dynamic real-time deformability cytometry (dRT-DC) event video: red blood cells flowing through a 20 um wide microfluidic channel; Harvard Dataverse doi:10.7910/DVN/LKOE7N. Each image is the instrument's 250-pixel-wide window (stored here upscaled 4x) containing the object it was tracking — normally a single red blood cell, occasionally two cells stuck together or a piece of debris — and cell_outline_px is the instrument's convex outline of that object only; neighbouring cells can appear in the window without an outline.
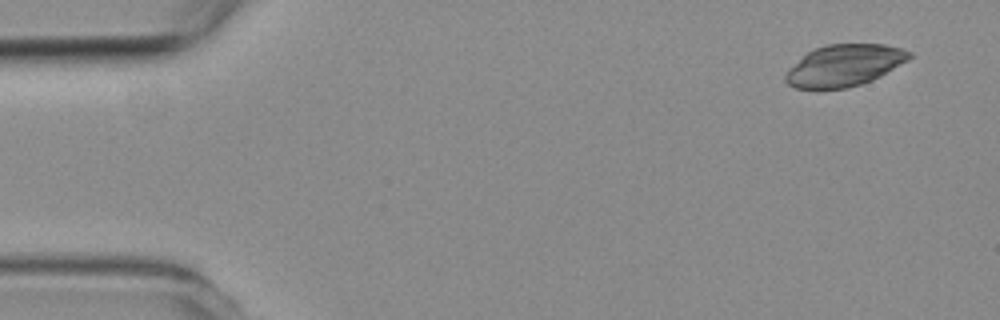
{"species": "common noctule bat (a hibernating species)", "species_latin": "Nyctalus noctula", "temperature_condition": "room temperature", "stored_images_in_passage": 3, "camera_frame_rate_fps": 3000, "um_per_image_px": 0.085, "animal": {"sex": "female", "body_mass_g": 19.3, "forearm_length_mm": 54.1}, "frame": {"image": 1, "passage_image": 1, "time_ms": 0.0, "image_size_px": [1000, 320], "cell_outline_px": [[912, 56], [908, 60], [880, 76], [872, 80], [860, 84], [844, 88], [796, 88], [788, 84], [784, 80], [784, 76], [808, 52], [816, 48], [828, 44], [884, 44], [900, 48], [912, 52]], "centroid_in_image_um": [71.81, 5.55], "position_along_channel_um": 13.2, "area_um2": 29.42}}